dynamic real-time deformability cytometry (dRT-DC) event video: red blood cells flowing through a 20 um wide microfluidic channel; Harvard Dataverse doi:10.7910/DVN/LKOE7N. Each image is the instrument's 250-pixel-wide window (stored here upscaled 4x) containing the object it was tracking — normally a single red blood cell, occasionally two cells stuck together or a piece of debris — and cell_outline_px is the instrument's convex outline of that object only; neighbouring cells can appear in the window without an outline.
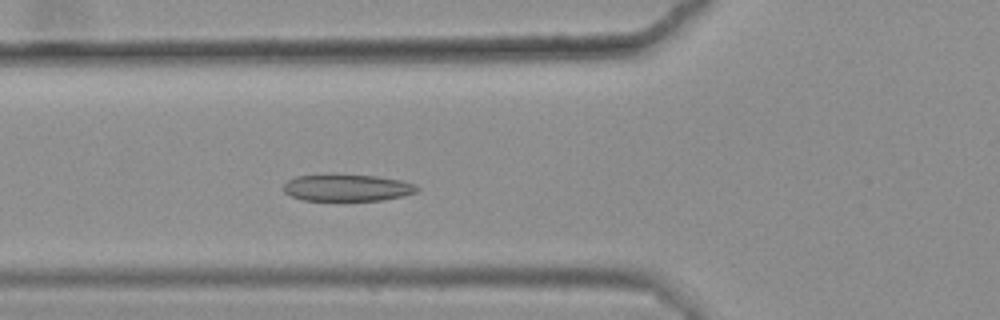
{"species": "common noctule bat (a hibernating species)", "species_latin": "Nyctalus noctula", "temperature_condition": "warm", "stored_images_in_passage": 37, "camera_frame_rate_fps": 3000, "um_per_image_px": 0.085, "animal": {"sex": "female", "body_mass_g": 25.1}, "frame": {"image": 1, "passage_image": 11, "time_ms": 3.333, "image_size_px": [1000, 320], "cell_outline_px": [[420, 188], [416, 192], [404, 196], [384, 200], [304, 200], [292, 196], [284, 192], [284, 184], [288, 180], [296, 176], [328, 172], [336, 172], [376, 176], [400, 180], [412, 184]], "centroid_in_image_um": [29.47, 15.91], "position_along_channel_um": 96.3, "area_um2": 21.5}}
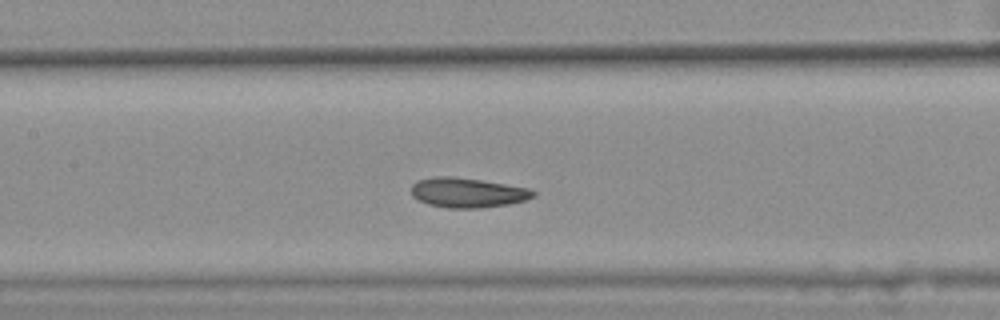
{"frame": {"image": 2, "passage_image": 17, "time_ms": 5.333, "image_size_px": [1000, 320], "cell_outline_px": [[536, 196], [528, 200], [508, 204], [480, 208], [448, 208], [428, 204], [412, 196], [412, 184], [416, 180], [436, 176], [448, 176], [480, 180], [528, 188], [536, 192]], "centroid_in_image_um": [39.75, 16.38], "position_along_channel_um": 167.7, "area_um2": 21.1}}
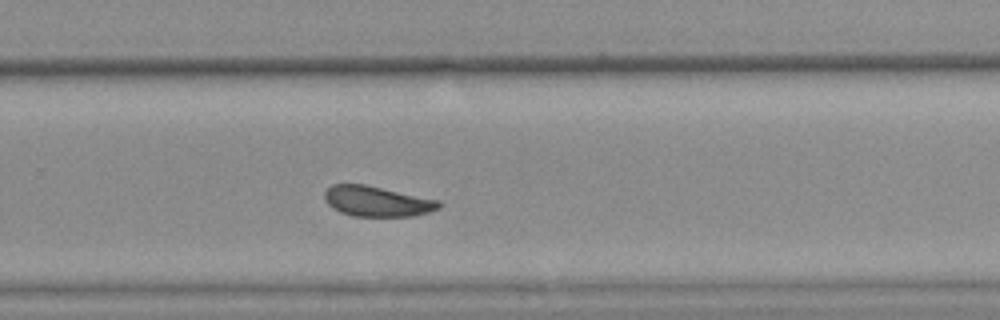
{"frame": {"image": 3, "passage_image": 28, "time_ms": 9.0, "image_size_px": [1000, 320], "cell_outline_px": [[440, 208], [428, 212], [412, 216], [352, 216], [340, 212], [332, 208], [324, 200], [324, 192], [332, 184], [364, 184], [440, 200]], "centroid_in_image_um": [32.02, 17.11], "position_along_channel_um": 297.8, "area_um2": 20.23}, "authors_computed_cell_mechanics": {"area_um2": 21.0392, "velocity_mm_per_s": 3.5557, "shape_relaxation_time_tau1_ms": 5.3268, "shape_relaxation_time_tau2_ms": 10.4997, "deformation_change_tau1": 0.0908, "deformation_change_tau2": 0.0982}}